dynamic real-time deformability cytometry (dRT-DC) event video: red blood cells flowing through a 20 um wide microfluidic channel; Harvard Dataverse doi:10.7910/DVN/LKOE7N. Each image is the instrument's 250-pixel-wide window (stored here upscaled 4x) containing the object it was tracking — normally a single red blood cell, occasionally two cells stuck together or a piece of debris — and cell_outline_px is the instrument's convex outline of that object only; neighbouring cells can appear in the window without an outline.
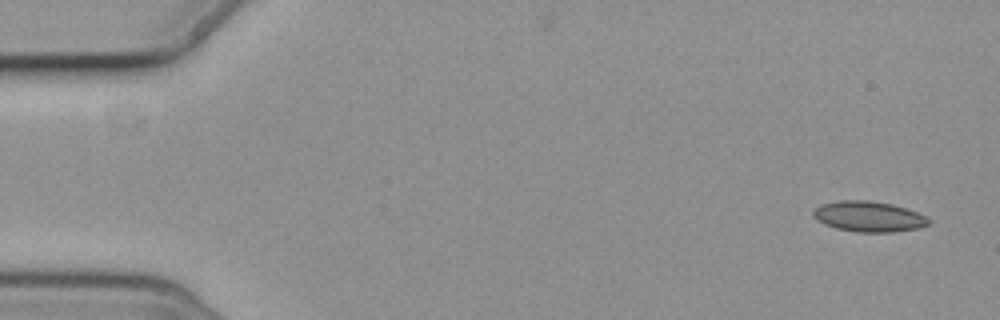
{"species": "common noctule bat (a hibernating species)", "species_latin": "Nyctalus noctula", "temperature_condition": "cold", "stored_images_in_passage": 6, "camera_frame_rate_fps": 3000, "um_per_image_px": 0.085, "animal": {"sex": "female", "body_mass_g": 19.3, "forearm_length_mm": 54.1}, "frame": {"image": 1, "passage_image": 1, "time_ms": 0.0, "image_size_px": [1000, 320], "cell_outline_px": [[932, 224], [916, 228], [892, 232], [856, 232], [836, 228], [824, 224], [812, 212], [820, 204], [840, 200], [872, 200], [892, 204], [916, 212], [932, 220]], "centroid_in_image_um": [73.87, 18.4], "position_along_channel_um": 11.1, "area_um2": 20.4}}